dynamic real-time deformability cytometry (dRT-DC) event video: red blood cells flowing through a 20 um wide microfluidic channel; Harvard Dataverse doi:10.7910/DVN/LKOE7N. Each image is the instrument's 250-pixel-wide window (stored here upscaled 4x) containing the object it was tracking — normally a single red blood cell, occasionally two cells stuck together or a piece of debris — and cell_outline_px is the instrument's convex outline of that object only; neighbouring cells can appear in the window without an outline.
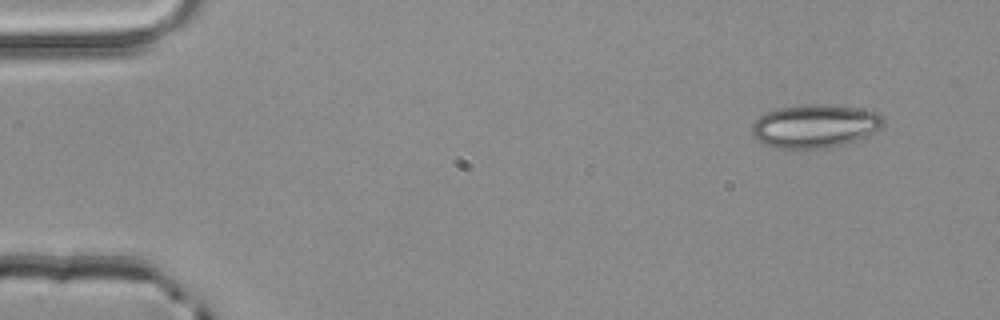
{"species": "common noctule bat (a hibernating species)", "species_latin": "Nyctalus noctula", "temperature_condition": "room temperature", "stored_images_in_passage": 3, "camera_frame_rate_fps": 3000, "um_per_image_px": 0.085, "animal": {"sex": "male", "body_mass_g": 20.4}, "frame": {"image": 1, "passage_image": 1, "time_ms": 0.0, "image_size_px": [1000, 320], "cell_outline_px": [[884, 124], [880, 128], [864, 136], [844, 144], [828, 148], [776, 148], [764, 144], [752, 132], [752, 124], [760, 116], [768, 112], [780, 108], [816, 104], [820, 104], [852, 108], [876, 112], [884, 116]], "centroid_in_image_um": [69.27, 10.73], "position_along_channel_um": 15.7, "area_um2": 32.43}}